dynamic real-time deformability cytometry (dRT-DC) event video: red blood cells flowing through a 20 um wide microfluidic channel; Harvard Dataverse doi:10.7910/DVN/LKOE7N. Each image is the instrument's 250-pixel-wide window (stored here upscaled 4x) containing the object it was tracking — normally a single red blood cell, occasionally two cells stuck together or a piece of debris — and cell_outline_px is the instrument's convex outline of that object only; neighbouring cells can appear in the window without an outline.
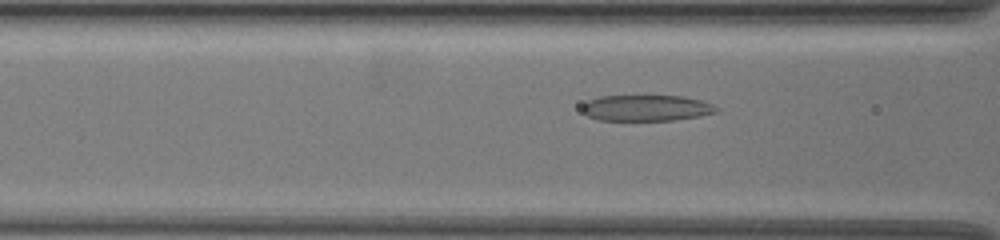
{"species": "common noctule bat (a hibernating species)", "species_latin": "Nyctalus noctula", "temperature_condition": "warm", "stored_images_in_passage": 40, "camera_frame_rate_fps": 3000, "um_per_image_px": 0.085, "animal": {"sex": "female", "body_mass_g": 19.5, "forearm_length_mm": 54.1}, "frame": {"image": 1, "passage_image": 18, "time_ms": 5.667, "image_size_px": [1000, 240], "cell_outline_px": [[720, 108], [716, 112], [700, 116], [672, 120], [596, 120], [588, 116], [580, 108], [588, 100], [600, 96], [684, 96], [700, 100], [712, 104]], "centroid_in_image_um": [54.93, 9.18], "position_along_channel_um": 111.7, "area_um2": 20.35}}
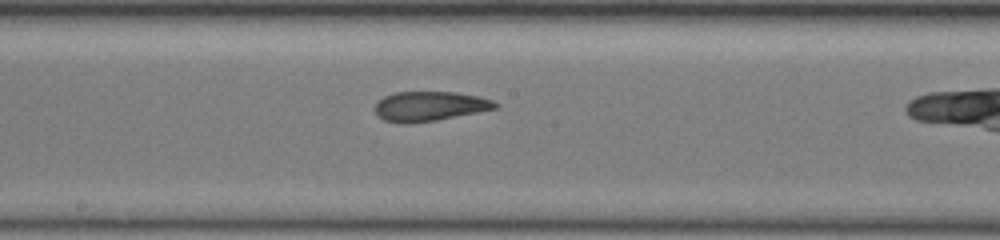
{"frame": {"image": 2, "passage_image": 26, "time_ms": 8.333, "image_size_px": [1000, 240], "cell_outline_px": [[500, 104], [496, 108], [436, 120], [408, 124], [400, 124], [384, 120], [376, 112], [376, 104], [384, 96], [396, 92], [456, 92], [480, 96], [492, 100]], "centroid_in_image_um": [36.53, 9.03], "position_along_channel_um": 211.7, "area_um2": 20.63}}
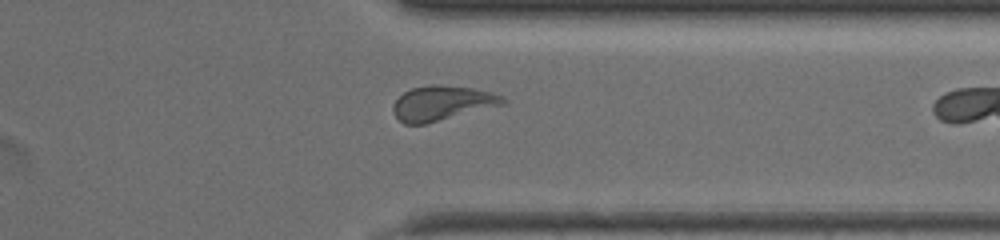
{"frame": {"image": 3, "passage_image": 39, "time_ms": 12.667, "image_size_px": [1000, 240], "cell_outline_px": [[508, 104], [424, 124], [404, 124], [396, 116], [392, 108], [392, 104], [404, 92], [412, 88], [428, 84], [436, 84], [472, 88], [492, 92], [508, 100]], "centroid_in_image_um": [37.61, 8.76], "position_along_channel_um": 373.8, "area_um2": 22.31}}